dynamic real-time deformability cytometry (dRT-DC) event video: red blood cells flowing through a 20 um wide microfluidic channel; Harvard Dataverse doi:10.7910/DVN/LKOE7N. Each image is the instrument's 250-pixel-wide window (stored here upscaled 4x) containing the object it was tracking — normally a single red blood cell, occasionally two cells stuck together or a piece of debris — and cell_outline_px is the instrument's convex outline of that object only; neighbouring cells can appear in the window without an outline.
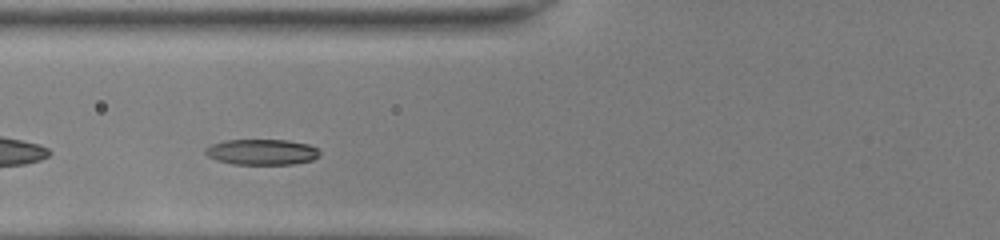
{"species": "common noctule bat (a hibernating species)", "species_latin": "Nyctalus noctula", "temperature_condition": "room temperature", "stored_images_in_passage": 31, "camera_frame_rate_fps": 3000, "um_per_image_px": 0.085, "animal": {"sex": "female", "body_mass_g": 22.0, "forearm_length_mm": 56.7}, "frame": {"image": 1, "passage_image": 7, "time_ms": 2.0, "image_size_px": [1000, 240], "cell_outline_px": [[320, 156], [312, 160], [296, 164], [232, 164], [216, 160], [208, 156], [204, 152], [204, 148], [212, 144], [224, 140], [288, 140], [308, 144], [316, 148], [320, 152]], "centroid_in_image_um": [22.25, 12.92], "position_along_channel_um": 103.6, "area_um2": 17.22}}
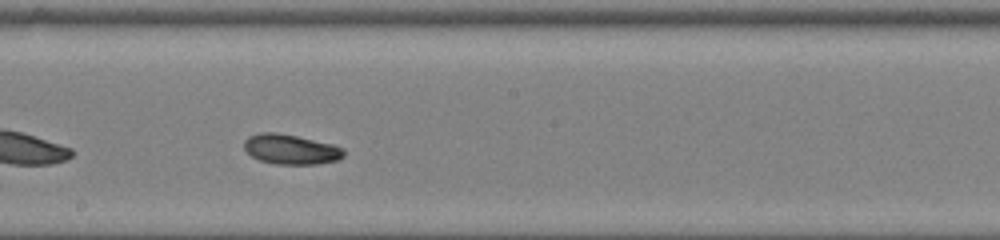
{"frame": {"image": 2, "passage_image": 16, "time_ms": 5.0, "image_size_px": [1000, 240], "cell_outline_px": [[344, 156], [336, 160], [316, 164], [276, 164], [260, 160], [252, 156], [244, 148], [244, 140], [248, 136], [260, 132], [276, 132], [296, 136], [332, 144], [344, 148]], "centroid_in_image_um": [24.7, 12.68], "position_along_channel_um": 223.5, "area_um2": 17.28}}
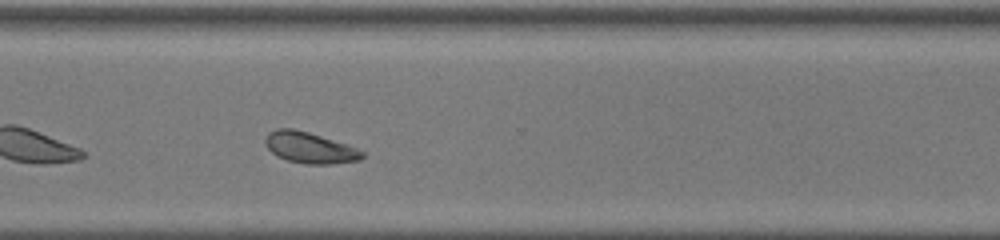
{"frame": {"image": 3, "passage_image": 25, "time_ms": 8.0, "image_size_px": [1000, 240], "cell_outline_px": [[364, 156], [360, 160], [332, 164], [304, 164], [288, 160], [276, 156], [268, 148], [264, 140], [268, 132], [276, 128], [292, 128], [308, 132], [348, 144], [364, 152]], "centroid_in_image_um": [26.32, 12.55], "position_along_channel_um": 344.3, "area_um2": 17.63}, "authors_computed_cell_mechanics": {"area_um2": 17.34, "velocity_mm_per_s": 4.0102, "shape_relaxation_time_tau1_ms": 2.5351, "shape_relaxation_time_tau2_ms": 4.1577, "deformation_change_tau1": 0.1049, "deformation_change_tau2": 0.0898}}